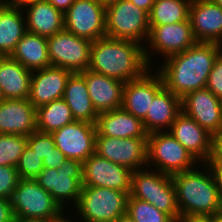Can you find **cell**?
<instances>
[{"instance_id": "obj_45", "label": "cell", "mask_w": 222, "mask_h": 222, "mask_svg": "<svg viewBox=\"0 0 222 222\" xmlns=\"http://www.w3.org/2000/svg\"><path fill=\"white\" fill-rule=\"evenodd\" d=\"M67 219H29L15 218L14 222H65Z\"/></svg>"}, {"instance_id": "obj_13", "label": "cell", "mask_w": 222, "mask_h": 222, "mask_svg": "<svg viewBox=\"0 0 222 222\" xmlns=\"http://www.w3.org/2000/svg\"><path fill=\"white\" fill-rule=\"evenodd\" d=\"M95 153L132 171L147 168V138H114L97 132Z\"/></svg>"}, {"instance_id": "obj_31", "label": "cell", "mask_w": 222, "mask_h": 222, "mask_svg": "<svg viewBox=\"0 0 222 222\" xmlns=\"http://www.w3.org/2000/svg\"><path fill=\"white\" fill-rule=\"evenodd\" d=\"M192 0H155L149 13V26H163L189 19Z\"/></svg>"}, {"instance_id": "obj_16", "label": "cell", "mask_w": 222, "mask_h": 222, "mask_svg": "<svg viewBox=\"0 0 222 222\" xmlns=\"http://www.w3.org/2000/svg\"><path fill=\"white\" fill-rule=\"evenodd\" d=\"M182 112L213 136L222 129V100L206 87L181 99Z\"/></svg>"}, {"instance_id": "obj_4", "label": "cell", "mask_w": 222, "mask_h": 222, "mask_svg": "<svg viewBox=\"0 0 222 222\" xmlns=\"http://www.w3.org/2000/svg\"><path fill=\"white\" fill-rule=\"evenodd\" d=\"M128 197L129 192L117 189L82 186L78 203L72 209L76 213L73 218L69 213V218L79 222H114L127 212Z\"/></svg>"}, {"instance_id": "obj_17", "label": "cell", "mask_w": 222, "mask_h": 222, "mask_svg": "<svg viewBox=\"0 0 222 222\" xmlns=\"http://www.w3.org/2000/svg\"><path fill=\"white\" fill-rule=\"evenodd\" d=\"M154 73H153V72ZM164 88L162 77L156 69H149L143 76L125 83L122 108L143 120L154 97Z\"/></svg>"}, {"instance_id": "obj_35", "label": "cell", "mask_w": 222, "mask_h": 222, "mask_svg": "<svg viewBox=\"0 0 222 222\" xmlns=\"http://www.w3.org/2000/svg\"><path fill=\"white\" fill-rule=\"evenodd\" d=\"M27 145L41 160L48 157L55 147L52 135L39 131H35L27 136Z\"/></svg>"}, {"instance_id": "obj_22", "label": "cell", "mask_w": 222, "mask_h": 222, "mask_svg": "<svg viewBox=\"0 0 222 222\" xmlns=\"http://www.w3.org/2000/svg\"><path fill=\"white\" fill-rule=\"evenodd\" d=\"M80 74L85 78L89 97L98 114L122 107L125 86L123 81L89 69Z\"/></svg>"}, {"instance_id": "obj_38", "label": "cell", "mask_w": 222, "mask_h": 222, "mask_svg": "<svg viewBox=\"0 0 222 222\" xmlns=\"http://www.w3.org/2000/svg\"><path fill=\"white\" fill-rule=\"evenodd\" d=\"M66 160V156L55 146L48 157L43 160L44 167L58 169Z\"/></svg>"}, {"instance_id": "obj_3", "label": "cell", "mask_w": 222, "mask_h": 222, "mask_svg": "<svg viewBox=\"0 0 222 222\" xmlns=\"http://www.w3.org/2000/svg\"><path fill=\"white\" fill-rule=\"evenodd\" d=\"M171 177L181 217L222 213V202L218 188L206 163Z\"/></svg>"}, {"instance_id": "obj_21", "label": "cell", "mask_w": 222, "mask_h": 222, "mask_svg": "<svg viewBox=\"0 0 222 222\" xmlns=\"http://www.w3.org/2000/svg\"><path fill=\"white\" fill-rule=\"evenodd\" d=\"M37 131V111L29 99L0 101V134L29 136Z\"/></svg>"}, {"instance_id": "obj_9", "label": "cell", "mask_w": 222, "mask_h": 222, "mask_svg": "<svg viewBox=\"0 0 222 222\" xmlns=\"http://www.w3.org/2000/svg\"><path fill=\"white\" fill-rule=\"evenodd\" d=\"M106 36L145 45L149 35V14L129 0L106 6Z\"/></svg>"}, {"instance_id": "obj_34", "label": "cell", "mask_w": 222, "mask_h": 222, "mask_svg": "<svg viewBox=\"0 0 222 222\" xmlns=\"http://www.w3.org/2000/svg\"><path fill=\"white\" fill-rule=\"evenodd\" d=\"M43 168V160L27 145L16 166L19 179H35Z\"/></svg>"}, {"instance_id": "obj_18", "label": "cell", "mask_w": 222, "mask_h": 222, "mask_svg": "<svg viewBox=\"0 0 222 222\" xmlns=\"http://www.w3.org/2000/svg\"><path fill=\"white\" fill-rule=\"evenodd\" d=\"M200 164L212 156L213 135L181 112L168 130Z\"/></svg>"}, {"instance_id": "obj_49", "label": "cell", "mask_w": 222, "mask_h": 222, "mask_svg": "<svg viewBox=\"0 0 222 222\" xmlns=\"http://www.w3.org/2000/svg\"><path fill=\"white\" fill-rule=\"evenodd\" d=\"M214 222H222V213L214 215Z\"/></svg>"}, {"instance_id": "obj_53", "label": "cell", "mask_w": 222, "mask_h": 222, "mask_svg": "<svg viewBox=\"0 0 222 222\" xmlns=\"http://www.w3.org/2000/svg\"><path fill=\"white\" fill-rule=\"evenodd\" d=\"M219 45H220V53H222V42Z\"/></svg>"}, {"instance_id": "obj_2", "label": "cell", "mask_w": 222, "mask_h": 222, "mask_svg": "<svg viewBox=\"0 0 222 222\" xmlns=\"http://www.w3.org/2000/svg\"><path fill=\"white\" fill-rule=\"evenodd\" d=\"M88 69L126 83L140 78L152 68L146 60L143 45L105 36L92 42Z\"/></svg>"}, {"instance_id": "obj_12", "label": "cell", "mask_w": 222, "mask_h": 222, "mask_svg": "<svg viewBox=\"0 0 222 222\" xmlns=\"http://www.w3.org/2000/svg\"><path fill=\"white\" fill-rule=\"evenodd\" d=\"M106 6L96 0H76L64 13V29L91 42L106 36Z\"/></svg>"}, {"instance_id": "obj_24", "label": "cell", "mask_w": 222, "mask_h": 222, "mask_svg": "<svg viewBox=\"0 0 222 222\" xmlns=\"http://www.w3.org/2000/svg\"><path fill=\"white\" fill-rule=\"evenodd\" d=\"M97 132L101 136L114 138H147L143 121L122 107L98 114Z\"/></svg>"}, {"instance_id": "obj_41", "label": "cell", "mask_w": 222, "mask_h": 222, "mask_svg": "<svg viewBox=\"0 0 222 222\" xmlns=\"http://www.w3.org/2000/svg\"><path fill=\"white\" fill-rule=\"evenodd\" d=\"M208 161H222V129L213 136L212 156Z\"/></svg>"}, {"instance_id": "obj_14", "label": "cell", "mask_w": 222, "mask_h": 222, "mask_svg": "<svg viewBox=\"0 0 222 222\" xmlns=\"http://www.w3.org/2000/svg\"><path fill=\"white\" fill-rule=\"evenodd\" d=\"M96 124L73 121L51 133L55 146L69 159L84 162L95 153Z\"/></svg>"}, {"instance_id": "obj_8", "label": "cell", "mask_w": 222, "mask_h": 222, "mask_svg": "<svg viewBox=\"0 0 222 222\" xmlns=\"http://www.w3.org/2000/svg\"><path fill=\"white\" fill-rule=\"evenodd\" d=\"M200 163L168 131L147 137V168L167 175L194 169Z\"/></svg>"}, {"instance_id": "obj_5", "label": "cell", "mask_w": 222, "mask_h": 222, "mask_svg": "<svg viewBox=\"0 0 222 222\" xmlns=\"http://www.w3.org/2000/svg\"><path fill=\"white\" fill-rule=\"evenodd\" d=\"M129 197L150 203L175 222L181 217L172 177L152 168L133 171Z\"/></svg>"}, {"instance_id": "obj_43", "label": "cell", "mask_w": 222, "mask_h": 222, "mask_svg": "<svg viewBox=\"0 0 222 222\" xmlns=\"http://www.w3.org/2000/svg\"><path fill=\"white\" fill-rule=\"evenodd\" d=\"M50 4H52L57 10L61 11L63 14L68 10V8L76 1V0H47Z\"/></svg>"}, {"instance_id": "obj_11", "label": "cell", "mask_w": 222, "mask_h": 222, "mask_svg": "<svg viewBox=\"0 0 222 222\" xmlns=\"http://www.w3.org/2000/svg\"><path fill=\"white\" fill-rule=\"evenodd\" d=\"M51 66L80 73L89 68L92 42L71 32L62 31L47 37Z\"/></svg>"}, {"instance_id": "obj_7", "label": "cell", "mask_w": 222, "mask_h": 222, "mask_svg": "<svg viewBox=\"0 0 222 222\" xmlns=\"http://www.w3.org/2000/svg\"><path fill=\"white\" fill-rule=\"evenodd\" d=\"M35 181L52 195L65 212L72 213L69 208L77 205L82 189L83 163L66 158L58 169L44 167Z\"/></svg>"}, {"instance_id": "obj_37", "label": "cell", "mask_w": 222, "mask_h": 222, "mask_svg": "<svg viewBox=\"0 0 222 222\" xmlns=\"http://www.w3.org/2000/svg\"><path fill=\"white\" fill-rule=\"evenodd\" d=\"M206 88L222 100V53L216 57L209 73Z\"/></svg>"}, {"instance_id": "obj_52", "label": "cell", "mask_w": 222, "mask_h": 222, "mask_svg": "<svg viewBox=\"0 0 222 222\" xmlns=\"http://www.w3.org/2000/svg\"><path fill=\"white\" fill-rule=\"evenodd\" d=\"M65 222H74V221H72L70 218H68ZM75 222H78V221H75Z\"/></svg>"}, {"instance_id": "obj_30", "label": "cell", "mask_w": 222, "mask_h": 222, "mask_svg": "<svg viewBox=\"0 0 222 222\" xmlns=\"http://www.w3.org/2000/svg\"><path fill=\"white\" fill-rule=\"evenodd\" d=\"M37 111V131L52 133L75 121L71 109L63 98L42 105Z\"/></svg>"}, {"instance_id": "obj_39", "label": "cell", "mask_w": 222, "mask_h": 222, "mask_svg": "<svg viewBox=\"0 0 222 222\" xmlns=\"http://www.w3.org/2000/svg\"><path fill=\"white\" fill-rule=\"evenodd\" d=\"M206 164L210 168L222 202V161H207Z\"/></svg>"}, {"instance_id": "obj_42", "label": "cell", "mask_w": 222, "mask_h": 222, "mask_svg": "<svg viewBox=\"0 0 222 222\" xmlns=\"http://www.w3.org/2000/svg\"><path fill=\"white\" fill-rule=\"evenodd\" d=\"M178 222H214V215L182 216Z\"/></svg>"}, {"instance_id": "obj_36", "label": "cell", "mask_w": 222, "mask_h": 222, "mask_svg": "<svg viewBox=\"0 0 222 222\" xmlns=\"http://www.w3.org/2000/svg\"><path fill=\"white\" fill-rule=\"evenodd\" d=\"M18 181L16 167L0 165V197L10 200Z\"/></svg>"}, {"instance_id": "obj_50", "label": "cell", "mask_w": 222, "mask_h": 222, "mask_svg": "<svg viewBox=\"0 0 222 222\" xmlns=\"http://www.w3.org/2000/svg\"><path fill=\"white\" fill-rule=\"evenodd\" d=\"M210 1H212L213 3L218 4L222 8V0H210Z\"/></svg>"}, {"instance_id": "obj_19", "label": "cell", "mask_w": 222, "mask_h": 222, "mask_svg": "<svg viewBox=\"0 0 222 222\" xmlns=\"http://www.w3.org/2000/svg\"><path fill=\"white\" fill-rule=\"evenodd\" d=\"M189 20L197 42H222V8L210 0H192Z\"/></svg>"}, {"instance_id": "obj_20", "label": "cell", "mask_w": 222, "mask_h": 222, "mask_svg": "<svg viewBox=\"0 0 222 222\" xmlns=\"http://www.w3.org/2000/svg\"><path fill=\"white\" fill-rule=\"evenodd\" d=\"M71 74V71L56 66L32 71L30 103L37 109L42 105L63 98L66 82Z\"/></svg>"}, {"instance_id": "obj_33", "label": "cell", "mask_w": 222, "mask_h": 222, "mask_svg": "<svg viewBox=\"0 0 222 222\" xmlns=\"http://www.w3.org/2000/svg\"><path fill=\"white\" fill-rule=\"evenodd\" d=\"M26 146V136L0 134V165L16 167Z\"/></svg>"}, {"instance_id": "obj_28", "label": "cell", "mask_w": 222, "mask_h": 222, "mask_svg": "<svg viewBox=\"0 0 222 222\" xmlns=\"http://www.w3.org/2000/svg\"><path fill=\"white\" fill-rule=\"evenodd\" d=\"M26 32L22 7L0 6V56H10Z\"/></svg>"}, {"instance_id": "obj_47", "label": "cell", "mask_w": 222, "mask_h": 222, "mask_svg": "<svg viewBox=\"0 0 222 222\" xmlns=\"http://www.w3.org/2000/svg\"><path fill=\"white\" fill-rule=\"evenodd\" d=\"M114 222H134V220L126 212L125 214L118 217Z\"/></svg>"}, {"instance_id": "obj_29", "label": "cell", "mask_w": 222, "mask_h": 222, "mask_svg": "<svg viewBox=\"0 0 222 222\" xmlns=\"http://www.w3.org/2000/svg\"><path fill=\"white\" fill-rule=\"evenodd\" d=\"M30 71L51 66L47 37L26 32L10 55Z\"/></svg>"}, {"instance_id": "obj_6", "label": "cell", "mask_w": 222, "mask_h": 222, "mask_svg": "<svg viewBox=\"0 0 222 222\" xmlns=\"http://www.w3.org/2000/svg\"><path fill=\"white\" fill-rule=\"evenodd\" d=\"M15 218L68 219L52 195L35 179H19L10 199Z\"/></svg>"}, {"instance_id": "obj_26", "label": "cell", "mask_w": 222, "mask_h": 222, "mask_svg": "<svg viewBox=\"0 0 222 222\" xmlns=\"http://www.w3.org/2000/svg\"><path fill=\"white\" fill-rule=\"evenodd\" d=\"M32 71L11 56H0V93L3 99H29Z\"/></svg>"}, {"instance_id": "obj_40", "label": "cell", "mask_w": 222, "mask_h": 222, "mask_svg": "<svg viewBox=\"0 0 222 222\" xmlns=\"http://www.w3.org/2000/svg\"><path fill=\"white\" fill-rule=\"evenodd\" d=\"M15 217L10 200L0 197V222H14Z\"/></svg>"}, {"instance_id": "obj_10", "label": "cell", "mask_w": 222, "mask_h": 222, "mask_svg": "<svg viewBox=\"0 0 222 222\" xmlns=\"http://www.w3.org/2000/svg\"><path fill=\"white\" fill-rule=\"evenodd\" d=\"M196 42L189 19L163 26L150 27L149 35L144 45L145 57L149 66L154 68V63H152L156 62L154 53L156 57L157 54L158 56L161 55L163 58L161 60H164L171 55L189 49Z\"/></svg>"}, {"instance_id": "obj_1", "label": "cell", "mask_w": 222, "mask_h": 222, "mask_svg": "<svg viewBox=\"0 0 222 222\" xmlns=\"http://www.w3.org/2000/svg\"><path fill=\"white\" fill-rule=\"evenodd\" d=\"M220 45L214 42H196L189 49L171 55L164 60L157 72L163 80L164 87L179 98L206 87L209 73Z\"/></svg>"}, {"instance_id": "obj_44", "label": "cell", "mask_w": 222, "mask_h": 222, "mask_svg": "<svg viewBox=\"0 0 222 222\" xmlns=\"http://www.w3.org/2000/svg\"><path fill=\"white\" fill-rule=\"evenodd\" d=\"M133 4H135L138 8L145 10L148 14L151 11V8L155 2V0H129Z\"/></svg>"}, {"instance_id": "obj_46", "label": "cell", "mask_w": 222, "mask_h": 222, "mask_svg": "<svg viewBox=\"0 0 222 222\" xmlns=\"http://www.w3.org/2000/svg\"><path fill=\"white\" fill-rule=\"evenodd\" d=\"M32 0H5L7 6H22L23 4Z\"/></svg>"}, {"instance_id": "obj_51", "label": "cell", "mask_w": 222, "mask_h": 222, "mask_svg": "<svg viewBox=\"0 0 222 222\" xmlns=\"http://www.w3.org/2000/svg\"><path fill=\"white\" fill-rule=\"evenodd\" d=\"M5 5V0H0V6Z\"/></svg>"}, {"instance_id": "obj_27", "label": "cell", "mask_w": 222, "mask_h": 222, "mask_svg": "<svg viewBox=\"0 0 222 222\" xmlns=\"http://www.w3.org/2000/svg\"><path fill=\"white\" fill-rule=\"evenodd\" d=\"M63 99L75 120L96 124L98 113L89 97L85 78L80 73H72L68 78Z\"/></svg>"}, {"instance_id": "obj_25", "label": "cell", "mask_w": 222, "mask_h": 222, "mask_svg": "<svg viewBox=\"0 0 222 222\" xmlns=\"http://www.w3.org/2000/svg\"><path fill=\"white\" fill-rule=\"evenodd\" d=\"M181 112V98L164 87L151 102L143 126L148 134L168 131Z\"/></svg>"}, {"instance_id": "obj_23", "label": "cell", "mask_w": 222, "mask_h": 222, "mask_svg": "<svg viewBox=\"0 0 222 222\" xmlns=\"http://www.w3.org/2000/svg\"><path fill=\"white\" fill-rule=\"evenodd\" d=\"M21 7L27 32L50 37L64 29V14L47 0H32Z\"/></svg>"}, {"instance_id": "obj_15", "label": "cell", "mask_w": 222, "mask_h": 222, "mask_svg": "<svg viewBox=\"0 0 222 222\" xmlns=\"http://www.w3.org/2000/svg\"><path fill=\"white\" fill-rule=\"evenodd\" d=\"M133 171L92 154L83 162L82 186L107 187L130 192Z\"/></svg>"}, {"instance_id": "obj_48", "label": "cell", "mask_w": 222, "mask_h": 222, "mask_svg": "<svg viewBox=\"0 0 222 222\" xmlns=\"http://www.w3.org/2000/svg\"><path fill=\"white\" fill-rule=\"evenodd\" d=\"M96 1L101 3L104 6H107V5L111 4V3L116 2L117 0H96Z\"/></svg>"}, {"instance_id": "obj_32", "label": "cell", "mask_w": 222, "mask_h": 222, "mask_svg": "<svg viewBox=\"0 0 222 222\" xmlns=\"http://www.w3.org/2000/svg\"><path fill=\"white\" fill-rule=\"evenodd\" d=\"M127 213L134 222H175L168 214L159 211L146 201L128 197Z\"/></svg>"}]
</instances>
